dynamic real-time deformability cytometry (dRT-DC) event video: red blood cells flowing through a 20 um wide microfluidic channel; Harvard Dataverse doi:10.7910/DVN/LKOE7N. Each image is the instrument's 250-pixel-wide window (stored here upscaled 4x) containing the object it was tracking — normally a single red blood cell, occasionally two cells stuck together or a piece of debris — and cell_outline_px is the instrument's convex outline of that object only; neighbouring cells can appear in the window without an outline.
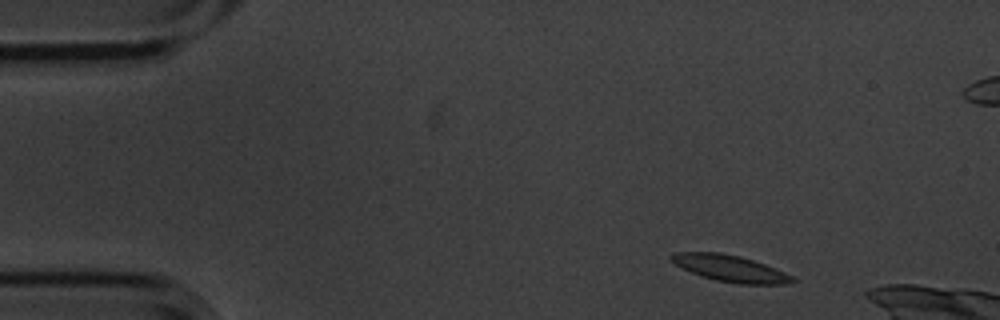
{"species": "common noctule bat (a hibernating species)", "species_latin": "Nyctalus noctula", "temperature_condition": "cold", "stored_images_in_passage": 13, "camera_frame_rate_fps": 3000, "um_per_image_px": 0.085, "animal": {"sex": "male", "body_mass_g": 20.1, "forearm_length_mm": 53.5}, "frame": {"image": 1, "passage_image": 2, "time_ms": 0.333, "image_size_px": [1000, 320], "cell_outline_px": [[796, 280], [792, 284], [740, 284], [716, 280], [700, 276], [676, 264], [668, 256], [676, 252], [720, 252], [740, 256], [776, 268], [792, 276]], "centroid_in_image_um": [62.09, 22.82], "position_along_channel_um": 22.9, "area_um2": 18.61}}
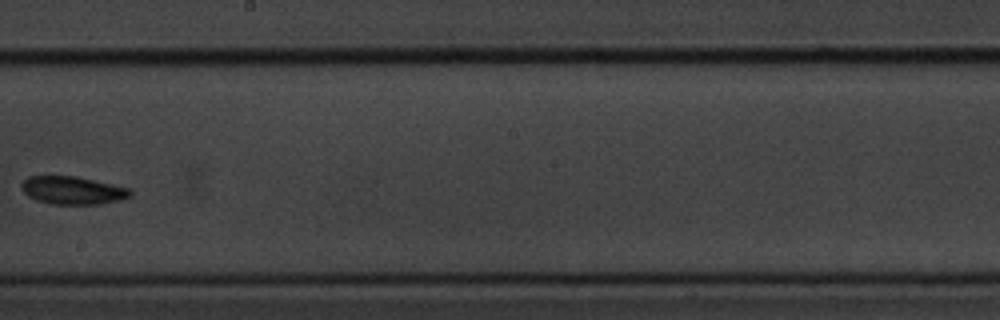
{"frame": {"image": 2, "passage_image": 8, "time_ms": 2.333, "image_size_px": [1000, 320], "cell_outline_px": [[132, 196], [120, 200], [100, 204], [52, 204], [36, 200], [28, 196], [24, 192], [20, 184], [28, 176], [76, 176], [112, 184], [128, 188], [132, 192]], "centroid_in_image_um": [6.17, 16.18], "position_along_channel_um": 242.0, "area_um2": 17.69}}
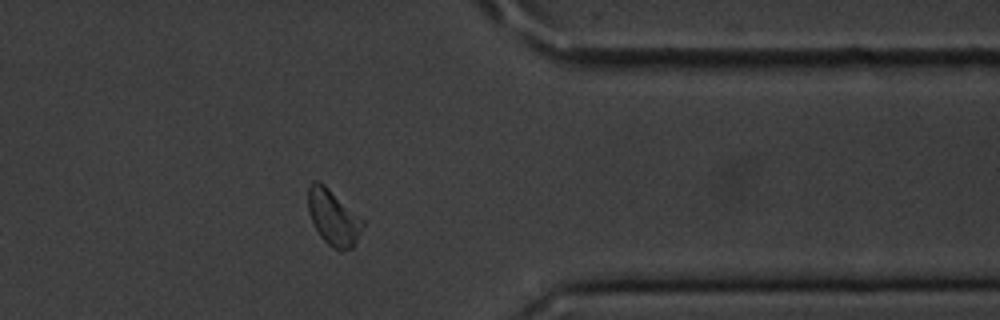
{"frame": {"image": 3, "passage_image": 12, "time_ms": 3.667, "image_size_px": [1000, 320], "cell_outline_px": [[364, 224], [352, 248], [340, 252], [332, 248], [320, 236], [308, 212], [308, 188], [312, 180], [320, 180], [364, 220]], "centroid_in_image_um": [28.31, 18.47], "position_along_channel_um": 383.1, "area_um2": 17.69}}